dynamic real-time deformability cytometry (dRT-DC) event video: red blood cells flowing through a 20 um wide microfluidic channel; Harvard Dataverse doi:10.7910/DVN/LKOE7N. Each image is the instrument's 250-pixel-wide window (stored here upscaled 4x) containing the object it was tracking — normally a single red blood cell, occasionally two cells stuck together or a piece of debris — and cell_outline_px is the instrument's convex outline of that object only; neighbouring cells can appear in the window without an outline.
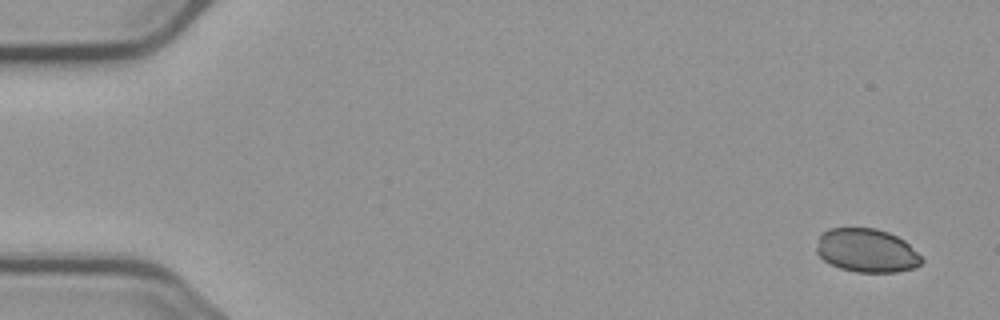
{"species": "common noctule bat (a hibernating species)", "species_latin": "Nyctalus noctula", "temperature_condition": "cold", "stored_images_in_passage": 5, "camera_frame_rate_fps": 3000, "um_per_image_px": 0.085, "animal": {"sex": "male", "body_mass_g": 23.1, "forearm_length_mm": 52.7}, "frame": {"image": 1, "passage_image": 1, "time_ms": 0.0, "image_size_px": [1000, 320], "cell_outline_px": [[924, 260], [920, 264], [912, 268], [896, 272], [856, 272], [840, 268], [824, 260], [816, 252], [816, 248], [820, 232], [828, 228], [876, 228], [888, 232], [904, 240]], "centroid_in_image_um": [73.63, 21.28], "position_along_channel_um": 11.4, "area_um2": 26.65}}